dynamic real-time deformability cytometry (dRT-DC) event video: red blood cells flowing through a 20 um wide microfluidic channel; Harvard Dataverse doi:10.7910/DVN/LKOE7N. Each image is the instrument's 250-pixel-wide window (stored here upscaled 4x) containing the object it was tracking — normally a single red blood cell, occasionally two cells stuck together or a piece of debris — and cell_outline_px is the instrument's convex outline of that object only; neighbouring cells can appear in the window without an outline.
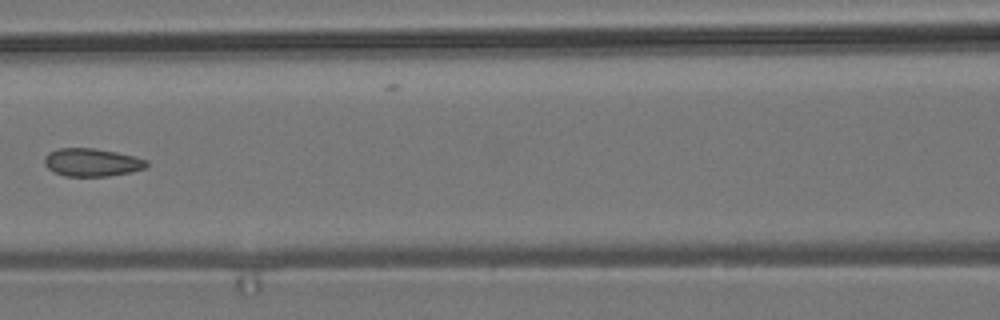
{"species": "common noctule bat (a hibernating species)", "species_latin": "Nyctalus noctula", "temperature_condition": "room temperature", "stored_images_in_passage": 8, "camera_frame_rate_fps": 3000, "um_per_image_px": 0.085, "animal": {"sex": "male", "body_mass_g": 19.2, "forearm_length_mm": 51.8}, "frame": {"image": 1, "passage_image": 7, "time_ms": 7.0, "image_size_px": [1000, 320], "cell_outline_px": [[148, 164], [144, 168], [132, 172], [108, 176], [64, 176], [48, 168], [44, 164], [44, 156], [48, 152], [56, 148], [92, 148], [116, 152], [148, 160]], "centroid_in_image_um": [7.78, 13.8], "position_along_channel_um": 158.8, "area_um2": 16.65}}
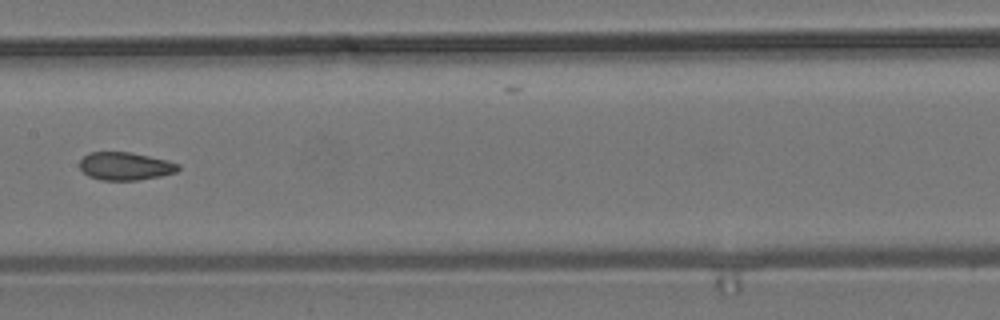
{"frame": {"image": 2, "passage_image": 8, "time_ms": 8.0, "image_size_px": [1000, 320], "cell_outline_px": [[180, 168], [176, 172], [160, 176], [136, 180], [100, 180], [88, 176], [80, 168], [80, 160], [88, 152], [128, 152], [168, 160], [180, 164]], "centroid_in_image_um": [10.64, 14.12], "position_along_channel_um": 196.8, "area_um2": 16.01}}